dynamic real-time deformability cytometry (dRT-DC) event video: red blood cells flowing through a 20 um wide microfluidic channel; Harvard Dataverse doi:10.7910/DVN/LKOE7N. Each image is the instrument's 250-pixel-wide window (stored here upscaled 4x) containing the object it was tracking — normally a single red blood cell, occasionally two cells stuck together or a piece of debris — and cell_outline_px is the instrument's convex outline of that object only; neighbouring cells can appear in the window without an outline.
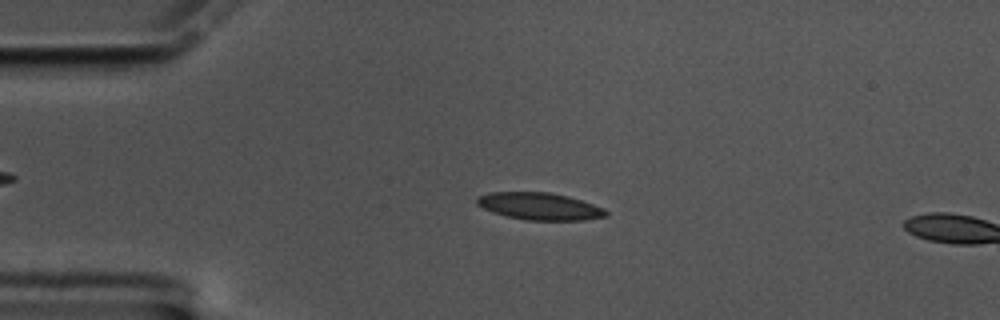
{"species": "common noctule bat (a hibernating species)", "species_latin": "Nyctalus noctula", "temperature_condition": "cold", "stored_images_in_passage": 15, "camera_frame_rate_fps": 3000, "um_per_image_px": 0.085, "animal": {"sex": "male", "body_mass_g": 17.5, "forearm_length_mm": 52.3}, "frame": {"image": 1, "passage_image": 13, "time_ms": 4.0, "image_size_px": [1000, 320], "cell_outline_px": [[608, 216], [584, 220], [528, 220], [508, 216], [492, 212], [476, 204], [476, 196], [488, 192], [548, 192], [568, 196], [604, 208], [608, 212]], "centroid_in_image_um": [45.85, 17.53], "position_along_channel_um": 39.1, "area_um2": 20.4}}